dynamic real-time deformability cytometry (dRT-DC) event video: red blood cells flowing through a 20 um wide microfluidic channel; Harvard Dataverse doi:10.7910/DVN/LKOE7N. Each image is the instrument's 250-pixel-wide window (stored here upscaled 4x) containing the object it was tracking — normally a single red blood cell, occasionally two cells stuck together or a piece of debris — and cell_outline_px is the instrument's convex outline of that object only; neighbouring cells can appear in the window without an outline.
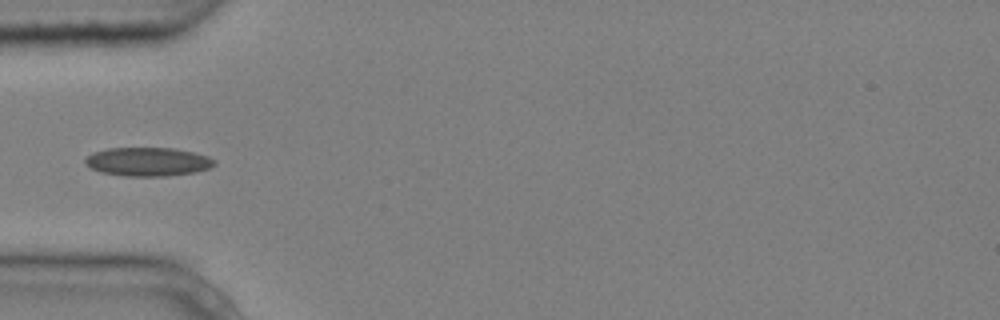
{"species": "common noctule bat (a hibernating species)", "species_latin": "Nyctalus noctula", "temperature_condition": "cold", "stored_images_in_passage": 7, "camera_frame_rate_fps": 3000, "um_per_image_px": 0.085, "animal": {"sex": "male", "body_mass_g": 20.4}, "frame": {"image": 1, "passage_image": 4, "time_ms": 1.0, "image_size_px": [1000, 320], "cell_outline_px": [[216, 164], [212, 168], [196, 172], [164, 176], [124, 176], [100, 172], [84, 164], [84, 160], [92, 152], [108, 148], [176, 148], [208, 156], [216, 160]], "centroid_in_image_um": [12.59, 13.75], "position_along_channel_um": 72.4, "area_um2": 21.79}}
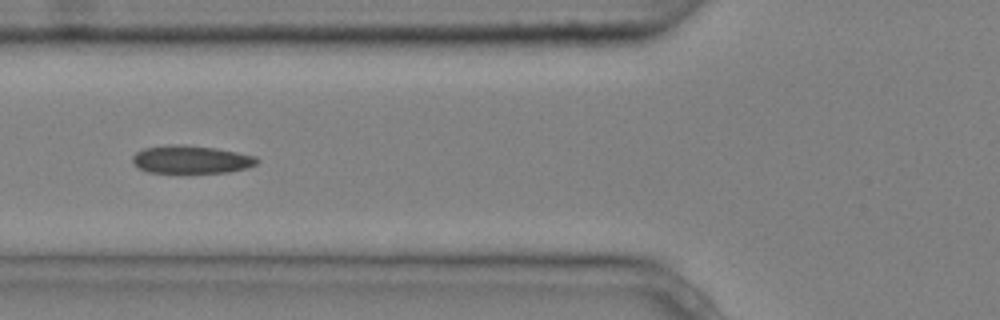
{"frame": {"image": 2, "passage_image": 5, "time_ms": 1.333, "image_size_px": [1000, 320], "cell_outline_px": [[260, 160], [256, 164], [248, 168], [228, 172], [148, 172], [140, 168], [132, 160], [132, 156], [136, 152], [144, 148], [168, 144], [188, 144], [216, 148], [256, 156]], "centroid_in_image_um": [16.27, 13.54], "position_along_channel_um": 109.5, "area_um2": 20.29}}